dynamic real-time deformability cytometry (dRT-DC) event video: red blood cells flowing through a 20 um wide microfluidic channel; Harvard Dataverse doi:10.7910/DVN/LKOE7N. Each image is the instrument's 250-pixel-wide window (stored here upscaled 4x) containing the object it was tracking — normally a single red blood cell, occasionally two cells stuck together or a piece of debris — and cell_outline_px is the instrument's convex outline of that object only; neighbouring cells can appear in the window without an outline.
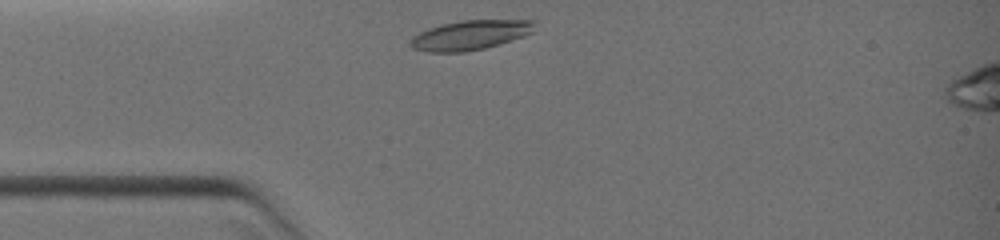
{"species": "common noctule bat (a hibernating species)", "species_latin": "Nyctalus noctula", "temperature_condition": "warm", "stored_images_in_passage": 21, "camera_frame_rate_fps": 3000, "um_per_image_px": 0.085, "animal": {"sex": "female", "body_mass_g": 19.0, "forearm_length_mm": 51.5}, "frame": {"image": 1, "passage_image": 1, "time_ms": 0.0, "image_size_px": [1000, 240], "cell_outline_px": [[536, 32], [500, 44], [484, 48], [464, 52], [428, 52], [412, 48], [408, 44], [412, 36], [428, 28], [460, 20], [536, 20]], "centroid_in_image_um": [40.0, 2.98], "position_along_channel_um": 45.0, "area_um2": 21.68}}
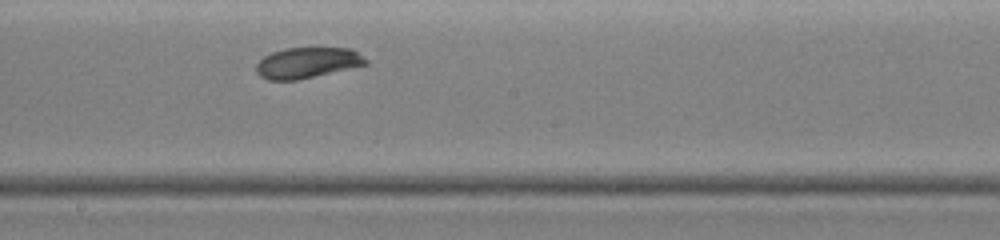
{"frame": {"image": 2, "passage_image": 11, "time_ms": 4.0, "image_size_px": [1000, 240], "cell_outline_px": [[368, 64], [296, 80], [268, 80], [260, 76], [256, 72], [256, 64], [264, 56], [272, 52], [284, 48], [352, 48], [368, 60]], "centroid_in_image_um": [26.11, 5.33], "position_along_channel_um": 222.1, "area_um2": 19.54}}
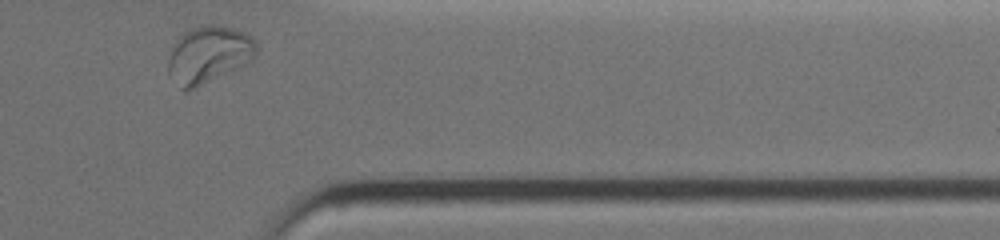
{"frame": {"image": 3, "passage_image": 21, "time_ms": 7.667, "image_size_px": [1000, 240], "cell_outline_px": [[260, 48], [256, 56], [252, 60], [188, 92], [184, 92], [180, 88], [168, 72], [168, 60], [172, 44], [176, 36], [200, 24], [216, 24], [232, 28], [244, 32], [252, 36], [256, 40]], "centroid_in_image_um": [17.73, 4.61], "position_along_channel_um": 393.7, "area_um2": 29.94}}